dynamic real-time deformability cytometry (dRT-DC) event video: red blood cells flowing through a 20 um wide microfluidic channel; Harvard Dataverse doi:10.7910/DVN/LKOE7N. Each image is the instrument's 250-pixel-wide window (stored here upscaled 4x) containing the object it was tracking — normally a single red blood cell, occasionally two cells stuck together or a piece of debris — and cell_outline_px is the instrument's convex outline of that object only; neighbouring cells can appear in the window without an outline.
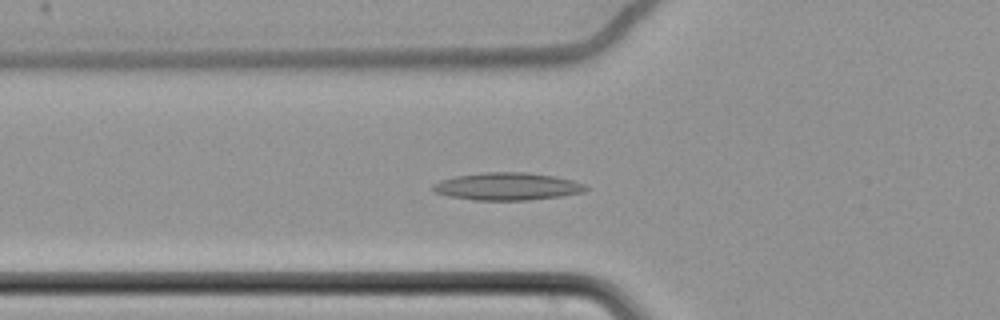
{"species": "common noctule bat (a hibernating species)", "species_latin": "Nyctalus noctula", "temperature_condition": "cold", "stored_images_in_passage": 64, "camera_frame_rate_fps": 3000, "um_per_image_px": 0.085, "animal": {"sex": "female", "body_mass_g": 22.7, "forearm_length_mm": 54.2}, "frame": {"image": 1, "passage_image": 26, "time_ms": 8.333, "image_size_px": [1000, 320], "cell_outline_px": [[588, 188], [584, 192], [560, 196], [528, 200], [476, 200], [448, 196], [436, 192], [432, 188], [432, 184], [440, 180], [456, 176], [480, 172], [528, 172], [556, 176], [572, 180], [584, 184]], "centroid_in_image_um": [43.12, 15.83], "position_along_channel_um": 82.7, "area_um2": 24.57}}
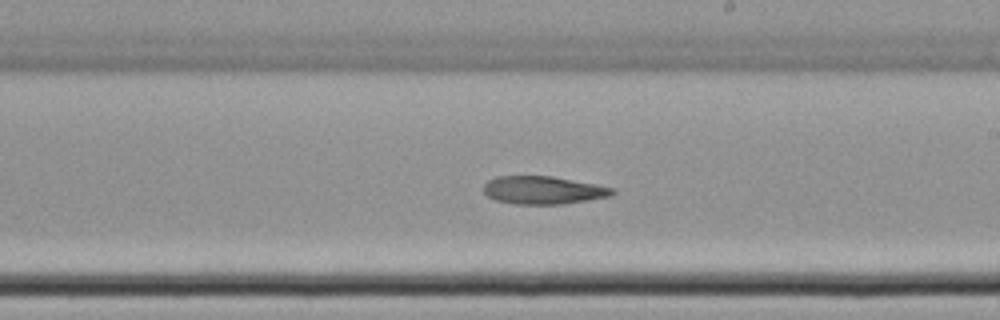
{"frame": {"image": 2, "passage_image": 40, "time_ms": 13.0, "image_size_px": [1000, 320], "cell_outline_px": [[616, 192], [612, 196], [564, 204], [516, 204], [496, 200], [488, 196], [484, 192], [484, 184], [488, 180], [496, 176], [552, 176], [596, 184], [612, 188]], "centroid_in_image_um": [46.18, 16.16], "position_along_channel_um": 242.8, "area_um2": 20.98}}
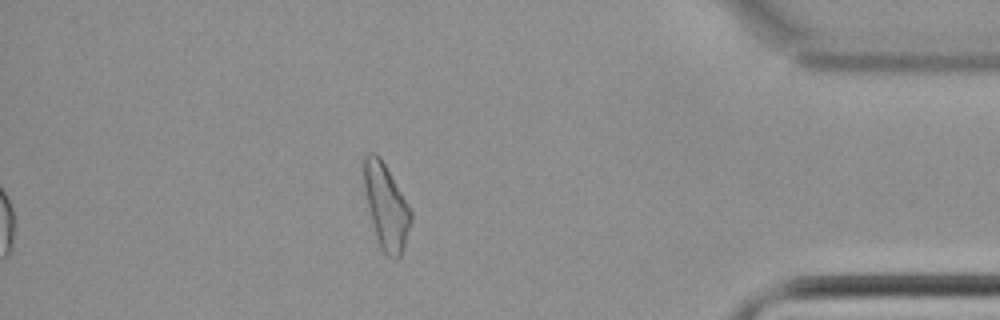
{"frame": {"image": 3, "passage_image": 57, "time_ms": 18.667, "image_size_px": [1000, 320], "cell_outline_px": [[412, 220], [400, 256], [396, 260], [392, 260], [380, 248], [376, 236], [364, 188], [364, 156], [368, 152], [376, 152], [380, 156], [408, 204], [412, 212]], "centroid_in_image_um": [32.82, 17.54], "position_along_channel_um": 402.4, "area_um2": 22.89}}